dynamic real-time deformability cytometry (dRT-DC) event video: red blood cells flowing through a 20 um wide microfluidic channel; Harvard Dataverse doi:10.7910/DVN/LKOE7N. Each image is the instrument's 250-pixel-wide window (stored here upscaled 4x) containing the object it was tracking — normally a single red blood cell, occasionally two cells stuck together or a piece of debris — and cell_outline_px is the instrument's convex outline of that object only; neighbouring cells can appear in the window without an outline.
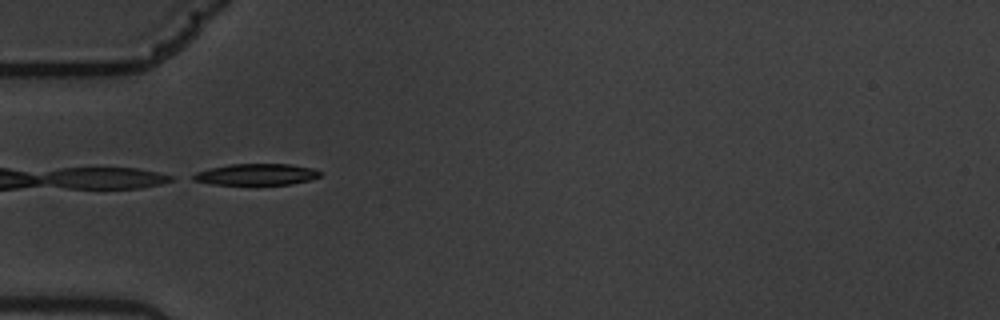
{"species": "common noctule bat (a hibernating species)", "species_latin": "Nyctalus noctula", "temperature_condition": "warm", "stored_images_in_passage": 40, "camera_frame_rate_fps": 3000, "um_per_image_px": 0.085, "animal": {"sex": "male", "body_mass_g": 19.5, "forearm_length_mm": 54.6}, "frame": {"image": 1, "passage_image": 1, "time_ms": 0.0, "image_size_px": [1000, 320], "cell_outline_px": [[324, 172], [320, 176], [308, 180], [292, 184], [212, 184], [192, 180], [188, 176], [196, 172], [208, 168], [232, 164], [288, 164], [312, 168]], "centroid_in_image_um": [21.75, 14.82], "position_along_channel_um": 63.3, "area_um2": 15.84}}
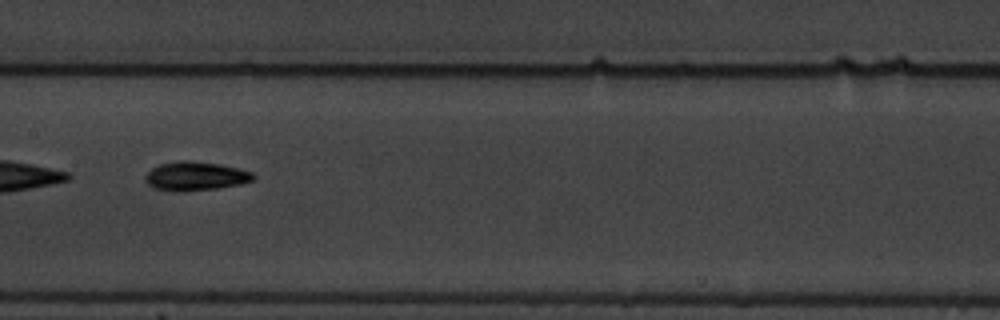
{"frame": {"image": 2, "passage_image": 12, "time_ms": 3.667, "image_size_px": [1000, 320], "cell_outline_px": [[256, 176], [252, 180], [240, 184], [216, 188], [184, 192], [180, 192], [152, 188], [144, 180], [144, 176], [152, 168], [160, 164], [180, 160], [188, 160], [220, 164], [252, 172]], "centroid_in_image_um": [16.57, 14.97], "position_along_channel_um": 190.8, "area_um2": 18.21}, "authors_computed_cell_mechanics": {"area_um2": 16.3574, "velocity_mm_per_s": 3.5354, "shape_relaxation_time_tau1_ms": 2.7489, "shape_relaxation_time_tau2_ms": 4.1613, "deformation_change_tau1": 0.1809, "deformation_change_tau2": 0.0985}}